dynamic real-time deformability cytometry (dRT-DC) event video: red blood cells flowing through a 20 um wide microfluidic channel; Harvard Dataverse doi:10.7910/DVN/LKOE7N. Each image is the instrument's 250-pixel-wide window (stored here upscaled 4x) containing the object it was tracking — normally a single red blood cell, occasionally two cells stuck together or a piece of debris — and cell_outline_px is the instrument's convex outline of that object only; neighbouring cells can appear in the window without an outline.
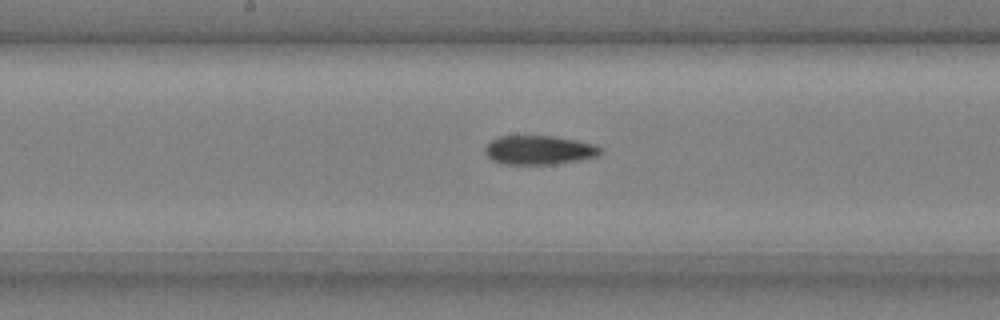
{"species": "common noctule bat (a hibernating species)", "species_latin": "Nyctalus noctula", "temperature_condition": "cold", "stored_images_in_passage": 6, "camera_frame_rate_fps": 3000, "um_per_image_px": 0.085, "animal": {"sex": "male", "body_mass_g": 20.4}, "frame": {"image": 1, "passage_image": 5, "time_ms": 1.333, "image_size_px": [1000, 320], "cell_outline_px": [[600, 152], [596, 156], [552, 164], [500, 164], [492, 160], [484, 152], [484, 148], [492, 140], [500, 136], [556, 136], [576, 140], [592, 144], [600, 148]], "centroid_in_image_um": [45.74, 12.75], "position_along_channel_um": 202.5, "area_um2": 19.19}}
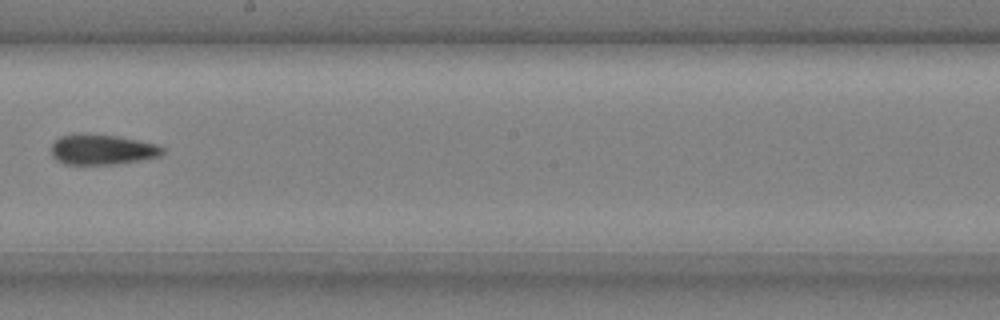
{"frame": {"image": 2, "passage_image": 6, "time_ms": 1.667, "image_size_px": [1000, 320], "cell_outline_px": [[164, 152], [160, 156], [140, 160], [116, 164], [64, 164], [56, 160], [52, 156], [52, 144], [60, 136], [80, 132], [84, 132], [116, 136], [156, 144], [164, 148]], "centroid_in_image_um": [8.65, 12.7], "position_along_channel_um": 239.6, "area_um2": 19.77}}